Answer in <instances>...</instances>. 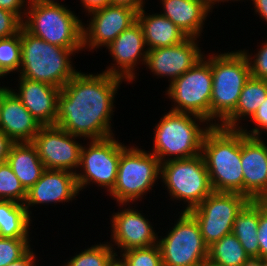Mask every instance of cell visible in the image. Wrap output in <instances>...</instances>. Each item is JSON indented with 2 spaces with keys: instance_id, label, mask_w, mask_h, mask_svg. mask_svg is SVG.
<instances>
[{
  "instance_id": "6da1fadb",
  "label": "cell",
  "mask_w": 267,
  "mask_h": 266,
  "mask_svg": "<svg viewBox=\"0 0 267 266\" xmlns=\"http://www.w3.org/2000/svg\"><path fill=\"white\" fill-rule=\"evenodd\" d=\"M123 82L102 71L88 74L80 70L61 88L55 125L83 142L113 136L115 97Z\"/></svg>"
},
{
  "instance_id": "7a4b0ae2",
  "label": "cell",
  "mask_w": 267,
  "mask_h": 266,
  "mask_svg": "<svg viewBox=\"0 0 267 266\" xmlns=\"http://www.w3.org/2000/svg\"><path fill=\"white\" fill-rule=\"evenodd\" d=\"M201 154L214 192L243 195L240 129L212 126L204 136Z\"/></svg>"
},
{
  "instance_id": "3957f363",
  "label": "cell",
  "mask_w": 267,
  "mask_h": 266,
  "mask_svg": "<svg viewBox=\"0 0 267 266\" xmlns=\"http://www.w3.org/2000/svg\"><path fill=\"white\" fill-rule=\"evenodd\" d=\"M154 126L153 146L149 152L160 163L201 154L204 136L212 127L199 116L171 110L165 112Z\"/></svg>"
},
{
  "instance_id": "277c9868",
  "label": "cell",
  "mask_w": 267,
  "mask_h": 266,
  "mask_svg": "<svg viewBox=\"0 0 267 266\" xmlns=\"http://www.w3.org/2000/svg\"><path fill=\"white\" fill-rule=\"evenodd\" d=\"M21 64L18 76L62 88L79 70L71 61L72 49L50 44L20 29ZM20 73V74H19Z\"/></svg>"
},
{
  "instance_id": "5b68a950",
  "label": "cell",
  "mask_w": 267,
  "mask_h": 266,
  "mask_svg": "<svg viewBox=\"0 0 267 266\" xmlns=\"http://www.w3.org/2000/svg\"><path fill=\"white\" fill-rule=\"evenodd\" d=\"M211 53L212 94L210 124L221 125L233 112L246 81L250 65L242 49Z\"/></svg>"
},
{
  "instance_id": "8992f818",
  "label": "cell",
  "mask_w": 267,
  "mask_h": 266,
  "mask_svg": "<svg viewBox=\"0 0 267 266\" xmlns=\"http://www.w3.org/2000/svg\"><path fill=\"white\" fill-rule=\"evenodd\" d=\"M69 6L28 2L22 27L31 35L75 53L83 51V20Z\"/></svg>"
},
{
  "instance_id": "52a82bcc",
  "label": "cell",
  "mask_w": 267,
  "mask_h": 266,
  "mask_svg": "<svg viewBox=\"0 0 267 266\" xmlns=\"http://www.w3.org/2000/svg\"><path fill=\"white\" fill-rule=\"evenodd\" d=\"M159 159L141 146L132 144L120 155L117 180L108 193L116 204H134L142 201L160 179ZM157 182V184H156Z\"/></svg>"
},
{
  "instance_id": "ba28073f",
  "label": "cell",
  "mask_w": 267,
  "mask_h": 266,
  "mask_svg": "<svg viewBox=\"0 0 267 266\" xmlns=\"http://www.w3.org/2000/svg\"><path fill=\"white\" fill-rule=\"evenodd\" d=\"M160 182L171 201L184 206L189 212L212 192L209 174L202 154L187 159H173L161 163Z\"/></svg>"
},
{
  "instance_id": "9c48e42d",
  "label": "cell",
  "mask_w": 267,
  "mask_h": 266,
  "mask_svg": "<svg viewBox=\"0 0 267 266\" xmlns=\"http://www.w3.org/2000/svg\"><path fill=\"white\" fill-rule=\"evenodd\" d=\"M181 212V213H180ZM178 211L174 226L164 236L159 235L163 266H202L208 259V246L194 216L187 211Z\"/></svg>"
},
{
  "instance_id": "30bf717a",
  "label": "cell",
  "mask_w": 267,
  "mask_h": 266,
  "mask_svg": "<svg viewBox=\"0 0 267 266\" xmlns=\"http://www.w3.org/2000/svg\"><path fill=\"white\" fill-rule=\"evenodd\" d=\"M211 94L212 68L211 53H209L204 54L192 68L172 81L164 95L172 101L169 110L193 114L210 123Z\"/></svg>"
},
{
  "instance_id": "8fae6325",
  "label": "cell",
  "mask_w": 267,
  "mask_h": 266,
  "mask_svg": "<svg viewBox=\"0 0 267 266\" xmlns=\"http://www.w3.org/2000/svg\"><path fill=\"white\" fill-rule=\"evenodd\" d=\"M115 136L87 140L86 145L84 143L81 150L80 169L75 173L81 192L92 184H97L96 187H101L108 194L115 186L120 155L129 146L120 142L118 138L116 140Z\"/></svg>"
},
{
  "instance_id": "7c38bea8",
  "label": "cell",
  "mask_w": 267,
  "mask_h": 266,
  "mask_svg": "<svg viewBox=\"0 0 267 266\" xmlns=\"http://www.w3.org/2000/svg\"><path fill=\"white\" fill-rule=\"evenodd\" d=\"M249 201L246 196L239 193L213 191L189 211L198 222L208 247L232 233L236 216Z\"/></svg>"
},
{
  "instance_id": "4fadbf2b",
  "label": "cell",
  "mask_w": 267,
  "mask_h": 266,
  "mask_svg": "<svg viewBox=\"0 0 267 266\" xmlns=\"http://www.w3.org/2000/svg\"><path fill=\"white\" fill-rule=\"evenodd\" d=\"M78 139L83 138L74 136L57 125H46L40 127L32 143L36 146L45 169L76 173L84 144Z\"/></svg>"
},
{
  "instance_id": "5bb4252c",
  "label": "cell",
  "mask_w": 267,
  "mask_h": 266,
  "mask_svg": "<svg viewBox=\"0 0 267 266\" xmlns=\"http://www.w3.org/2000/svg\"><path fill=\"white\" fill-rule=\"evenodd\" d=\"M117 205L121 206V209L117 208L119 210L110 215L111 241L108 242L114 249L116 256L130 249L157 244L159 232L156 233L152 226L154 224L150 222L148 217L146 218L142 210L136 209V204L134 208L132 203ZM116 249H119V253Z\"/></svg>"
},
{
  "instance_id": "9a60e30c",
  "label": "cell",
  "mask_w": 267,
  "mask_h": 266,
  "mask_svg": "<svg viewBox=\"0 0 267 266\" xmlns=\"http://www.w3.org/2000/svg\"><path fill=\"white\" fill-rule=\"evenodd\" d=\"M137 13L129 7L110 4L86 14L90 18L87 24L83 23V51L97 52L99 48H106L120 33L137 22Z\"/></svg>"
},
{
  "instance_id": "2e32d148",
  "label": "cell",
  "mask_w": 267,
  "mask_h": 266,
  "mask_svg": "<svg viewBox=\"0 0 267 266\" xmlns=\"http://www.w3.org/2000/svg\"><path fill=\"white\" fill-rule=\"evenodd\" d=\"M107 49L114 63L105 67L102 72L122 78L127 84H133L134 81L136 83L139 76L136 72L138 65L145 66L148 54L141 25L136 22L124 30L106 47Z\"/></svg>"
},
{
  "instance_id": "e0dca14e",
  "label": "cell",
  "mask_w": 267,
  "mask_h": 266,
  "mask_svg": "<svg viewBox=\"0 0 267 266\" xmlns=\"http://www.w3.org/2000/svg\"><path fill=\"white\" fill-rule=\"evenodd\" d=\"M199 41L201 38L187 37L179 44L148 50L145 68L153 77L168 78L170 84L204 57Z\"/></svg>"
},
{
  "instance_id": "ac0fdd59",
  "label": "cell",
  "mask_w": 267,
  "mask_h": 266,
  "mask_svg": "<svg viewBox=\"0 0 267 266\" xmlns=\"http://www.w3.org/2000/svg\"><path fill=\"white\" fill-rule=\"evenodd\" d=\"M241 131L243 195L251 201H267V142Z\"/></svg>"
},
{
  "instance_id": "d6986e66",
  "label": "cell",
  "mask_w": 267,
  "mask_h": 266,
  "mask_svg": "<svg viewBox=\"0 0 267 266\" xmlns=\"http://www.w3.org/2000/svg\"><path fill=\"white\" fill-rule=\"evenodd\" d=\"M78 188L75 173L67 170L45 169L40 179L27 190L24 203L29 215L36 205L70 203L78 197Z\"/></svg>"
},
{
  "instance_id": "ffe728a7",
  "label": "cell",
  "mask_w": 267,
  "mask_h": 266,
  "mask_svg": "<svg viewBox=\"0 0 267 266\" xmlns=\"http://www.w3.org/2000/svg\"><path fill=\"white\" fill-rule=\"evenodd\" d=\"M18 87L11 90L41 126L55 125L58 116V96L61 89L47 83L18 76Z\"/></svg>"
},
{
  "instance_id": "44dd1931",
  "label": "cell",
  "mask_w": 267,
  "mask_h": 266,
  "mask_svg": "<svg viewBox=\"0 0 267 266\" xmlns=\"http://www.w3.org/2000/svg\"><path fill=\"white\" fill-rule=\"evenodd\" d=\"M41 125L10 90L4 97L0 129L14 142H32Z\"/></svg>"
},
{
  "instance_id": "7402d4cb",
  "label": "cell",
  "mask_w": 267,
  "mask_h": 266,
  "mask_svg": "<svg viewBox=\"0 0 267 266\" xmlns=\"http://www.w3.org/2000/svg\"><path fill=\"white\" fill-rule=\"evenodd\" d=\"M162 16L171 20L187 37L201 38L210 12L207 0H160Z\"/></svg>"
},
{
  "instance_id": "603a6c76",
  "label": "cell",
  "mask_w": 267,
  "mask_h": 266,
  "mask_svg": "<svg viewBox=\"0 0 267 266\" xmlns=\"http://www.w3.org/2000/svg\"><path fill=\"white\" fill-rule=\"evenodd\" d=\"M146 7L137 13V22L141 25L148 50L173 46L184 41L187 36L171 20L160 13L146 12Z\"/></svg>"
},
{
  "instance_id": "cb8c5ba5",
  "label": "cell",
  "mask_w": 267,
  "mask_h": 266,
  "mask_svg": "<svg viewBox=\"0 0 267 266\" xmlns=\"http://www.w3.org/2000/svg\"><path fill=\"white\" fill-rule=\"evenodd\" d=\"M6 162L26 190L40 179L45 170L37 148L32 142L13 143Z\"/></svg>"
},
{
  "instance_id": "d4e9b609",
  "label": "cell",
  "mask_w": 267,
  "mask_h": 266,
  "mask_svg": "<svg viewBox=\"0 0 267 266\" xmlns=\"http://www.w3.org/2000/svg\"><path fill=\"white\" fill-rule=\"evenodd\" d=\"M267 96V80L250 76L240 93L234 112L220 125L229 129H240L242 120H249ZM241 124V125H240Z\"/></svg>"
},
{
  "instance_id": "484cf974",
  "label": "cell",
  "mask_w": 267,
  "mask_h": 266,
  "mask_svg": "<svg viewBox=\"0 0 267 266\" xmlns=\"http://www.w3.org/2000/svg\"><path fill=\"white\" fill-rule=\"evenodd\" d=\"M258 225L259 201L250 200L236 216L232 228V233L249 256H260Z\"/></svg>"
},
{
  "instance_id": "4316f807",
  "label": "cell",
  "mask_w": 267,
  "mask_h": 266,
  "mask_svg": "<svg viewBox=\"0 0 267 266\" xmlns=\"http://www.w3.org/2000/svg\"><path fill=\"white\" fill-rule=\"evenodd\" d=\"M32 219L24 204L0 200V237L31 238Z\"/></svg>"
},
{
  "instance_id": "83f0119b",
  "label": "cell",
  "mask_w": 267,
  "mask_h": 266,
  "mask_svg": "<svg viewBox=\"0 0 267 266\" xmlns=\"http://www.w3.org/2000/svg\"><path fill=\"white\" fill-rule=\"evenodd\" d=\"M249 255L237 237L227 234L208 247V261L219 266H242Z\"/></svg>"
},
{
  "instance_id": "f1b7e54d",
  "label": "cell",
  "mask_w": 267,
  "mask_h": 266,
  "mask_svg": "<svg viewBox=\"0 0 267 266\" xmlns=\"http://www.w3.org/2000/svg\"><path fill=\"white\" fill-rule=\"evenodd\" d=\"M61 266H116L117 256L114 249L107 242L91 245L81 250Z\"/></svg>"
},
{
  "instance_id": "f546056e",
  "label": "cell",
  "mask_w": 267,
  "mask_h": 266,
  "mask_svg": "<svg viewBox=\"0 0 267 266\" xmlns=\"http://www.w3.org/2000/svg\"><path fill=\"white\" fill-rule=\"evenodd\" d=\"M21 64L20 32L12 37L0 39V80L8 74H18ZM12 72V73H11ZM6 76V77H5Z\"/></svg>"
},
{
  "instance_id": "4dcf8cb0",
  "label": "cell",
  "mask_w": 267,
  "mask_h": 266,
  "mask_svg": "<svg viewBox=\"0 0 267 266\" xmlns=\"http://www.w3.org/2000/svg\"><path fill=\"white\" fill-rule=\"evenodd\" d=\"M119 255L117 256L118 266H163L161 252L157 244L130 249Z\"/></svg>"
},
{
  "instance_id": "1f68e13d",
  "label": "cell",
  "mask_w": 267,
  "mask_h": 266,
  "mask_svg": "<svg viewBox=\"0 0 267 266\" xmlns=\"http://www.w3.org/2000/svg\"><path fill=\"white\" fill-rule=\"evenodd\" d=\"M27 190L7 162L0 163V200H10L24 204Z\"/></svg>"
},
{
  "instance_id": "d6a6232c",
  "label": "cell",
  "mask_w": 267,
  "mask_h": 266,
  "mask_svg": "<svg viewBox=\"0 0 267 266\" xmlns=\"http://www.w3.org/2000/svg\"><path fill=\"white\" fill-rule=\"evenodd\" d=\"M31 240L0 237V266H7L22 258L32 248Z\"/></svg>"
},
{
  "instance_id": "836d02e7",
  "label": "cell",
  "mask_w": 267,
  "mask_h": 266,
  "mask_svg": "<svg viewBox=\"0 0 267 266\" xmlns=\"http://www.w3.org/2000/svg\"><path fill=\"white\" fill-rule=\"evenodd\" d=\"M257 46L256 54L249 52L246 48L243 49V53L246 55L249 65L251 76L258 79L267 80V39L264 43Z\"/></svg>"
},
{
  "instance_id": "e575fe53",
  "label": "cell",
  "mask_w": 267,
  "mask_h": 266,
  "mask_svg": "<svg viewBox=\"0 0 267 266\" xmlns=\"http://www.w3.org/2000/svg\"><path fill=\"white\" fill-rule=\"evenodd\" d=\"M252 120V124L254 127L249 128L240 127V130L246 135L250 137H262L265 133L267 135V96L265 101L259 106L253 116L248 120L250 122Z\"/></svg>"
},
{
  "instance_id": "d590c367",
  "label": "cell",
  "mask_w": 267,
  "mask_h": 266,
  "mask_svg": "<svg viewBox=\"0 0 267 266\" xmlns=\"http://www.w3.org/2000/svg\"><path fill=\"white\" fill-rule=\"evenodd\" d=\"M21 28L22 20L16 14L0 8V39L18 34Z\"/></svg>"
},
{
  "instance_id": "8d00e7d4",
  "label": "cell",
  "mask_w": 267,
  "mask_h": 266,
  "mask_svg": "<svg viewBox=\"0 0 267 266\" xmlns=\"http://www.w3.org/2000/svg\"><path fill=\"white\" fill-rule=\"evenodd\" d=\"M257 237L260 256L267 260V201H259V225Z\"/></svg>"
},
{
  "instance_id": "74e56055",
  "label": "cell",
  "mask_w": 267,
  "mask_h": 266,
  "mask_svg": "<svg viewBox=\"0 0 267 266\" xmlns=\"http://www.w3.org/2000/svg\"><path fill=\"white\" fill-rule=\"evenodd\" d=\"M27 6V0H0V8L16 14L22 21L24 20Z\"/></svg>"
},
{
  "instance_id": "f35d334b",
  "label": "cell",
  "mask_w": 267,
  "mask_h": 266,
  "mask_svg": "<svg viewBox=\"0 0 267 266\" xmlns=\"http://www.w3.org/2000/svg\"><path fill=\"white\" fill-rule=\"evenodd\" d=\"M85 13L90 14L111 4L110 0H80Z\"/></svg>"
},
{
  "instance_id": "ab89813d",
  "label": "cell",
  "mask_w": 267,
  "mask_h": 266,
  "mask_svg": "<svg viewBox=\"0 0 267 266\" xmlns=\"http://www.w3.org/2000/svg\"><path fill=\"white\" fill-rule=\"evenodd\" d=\"M14 142L0 129V163L7 161L9 150Z\"/></svg>"
},
{
  "instance_id": "60d3db41",
  "label": "cell",
  "mask_w": 267,
  "mask_h": 266,
  "mask_svg": "<svg viewBox=\"0 0 267 266\" xmlns=\"http://www.w3.org/2000/svg\"><path fill=\"white\" fill-rule=\"evenodd\" d=\"M36 254L37 253H35L32 248L22 258H20L15 262H12L7 266H36V264H38V262L40 261L36 257L37 256Z\"/></svg>"
},
{
  "instance_id": "b9f144b4",
  "label": "cell",
  "mask_w": 267,
  "mask_h": 266,
  "mask_svg": "<svg viewBox=\"0 0 267 266\" xmlns=\"http://www.w3.org/2000/svg\"><path fill=\"white\" fill-rule=\"evenodd\" d=\"M145 1L147 0H110L111 5L126 6L137 12L144 8L145 4H148Z\"/></svg>"
},
{
  "instance_id": "7bdbcfd3",
  "label": "cell",
  "mask_w": 267,
  "mask_h": 266,
  "mask_svg": "<svg viewBox=\"0 0 267 266\" xmlns=\"http://www.w3.org/2000/svg\"><path fill=\"white\" fill-rule=\"evenodd\" d=\"M253 3L254 14L267 23V0H250Z\"/></svg>"
},
{
  "instance_id": "ee69618b",
  "label": "cell",
  "mask_w": 267,
  "mask_h": 266,
  "mask_svg": "<svg viewBox=\"0 0 267 266\" xmlns=\"http://www.w3.org/2000/svg\"><path fill=\"white\" fill-rule=\"evenodd\" d=\"M267 260L261 256H249L242 266H266Z\"/></svg>"
},
{
  "instance_id": "f6af8a7d",
  "label": "cell",
  "mask_w": 267,
  "mask_h": 266,
  "mask_svg": "<svg viewBox=\"0 0 267 266\" xmlns=\"http://www.w3.org/2000/svg\"><path fill=\"white\" fill-rule=\"evenodd\" d=\"M1 85V82H0ZM11 90V87L8 86H0V117H1V111H2V103L4 101L5 95Z\"/></svg>"
},
{
  "instance_id": "bcb514c9",
  "label": "cell",
  "mask_w": 267,
  "mask_h": 266,
  "mask_svg": "<svg viewBox=\"0 0 267 266\" xmlns=\"http://www.w3.org/2000/svg\"><path fill=\"white\" fill-rule=\"evenodd\" d=\"M227 1V3L230 1V3L231 2H238V1H245V0H207V3H208V5H209V8H210V10L211 11H213L212 9L215 7V5L217 4V5H221V3H224V2H226ZM220 2V3H219ZM214 5V6H213Z\"/></svg>"
},
{
  "instance_id": "7dc6e473",
  "label": "cell",
  "mask_w": 267,
  "mask_h": 266,
  "mask_svg": "<svg viewBox=\"0 0 267 266\" xmlns=\"http://www.w3.org/2000/svg\"><path fill=\"white\" fill-rule=\"evenodd\" d=\"M39 3H44V4H54V5H62L61 1H64V0H61L60 2L58 0H35Z\"/></svg>"
},
{
  "instance_id": "c3c4849f",
  "label": "cell",
  "mask_w": 267,
  "mask_h": 266,
  "mask_svg": "<svg viewBox=\"0 0 267 266\" xmlns=\"http://www.w3.org/2000/svg\"><path fill=\"white\" fill-rule=\"evenodd\" d=\"M202 266H219V265H216V264L212 263L211 261L206 260V261L203 263Z\"/></svg>"
}]
</instances>
